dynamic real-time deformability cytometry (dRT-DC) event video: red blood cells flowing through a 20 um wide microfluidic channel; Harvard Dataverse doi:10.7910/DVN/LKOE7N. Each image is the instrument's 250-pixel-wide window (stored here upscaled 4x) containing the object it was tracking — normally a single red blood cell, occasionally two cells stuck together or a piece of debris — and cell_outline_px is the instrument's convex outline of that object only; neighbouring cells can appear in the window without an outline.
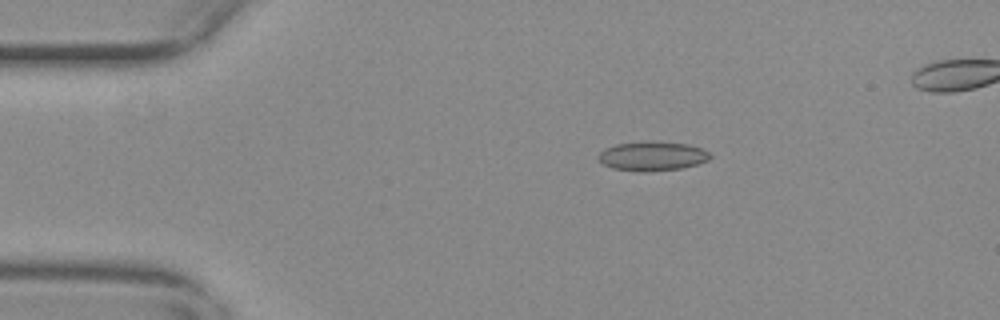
{"species": "common noctule bat (a hibernating species)", "species_latin": "Nyctalus noctula", "temperature_condition": "warm", "stored_images_in_passage": 55, "camera_frame_rate_fps": 3000, "um_per_image_px": 0.085, "animal": {"sex": "female", "body_mass_g": 29.2, "forearm_length_mm": 56.3}, "frame": {"image": 1, "passage_image": 11, "time_ms": 3.333, "image_size_px": [1000, 320], "cell_outline_px": [[712, 156], [708, 160], [696, 164], [680, 168], [644, 172], [640, 172], [612, 168], [604, 164], [596, 156], [604, 148], [616, 144], [644, 140], [652, 140], [688, 144], [700, 148], [708, 152]], "centroid_in_image_um": [55.41, 13.25], "position_along_channel_um": 29.6, "area_um2": 19.25}}
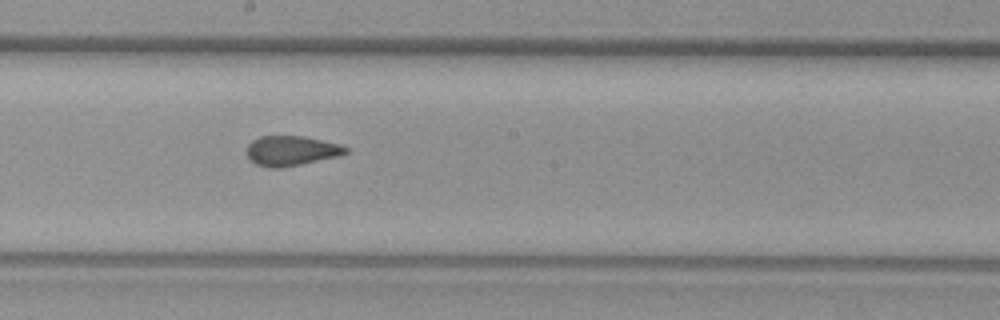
{"frame": {"image": 2, "passage_image": 31, "time_ms": 10.0, "image_size_px": [1000, 320], "cell_outline_px": [[348, 152], [340, 156], [280, 168], [268, 168], [256, 164], [248, 156], [248, 144], [252, 140], [260, 136], [304, 136], [340, 144], [348, 148]], "centroid_in_image_um": [24.78, 12.81], "position_along_channel_um": 223.4, "area_um2": 17.17}}
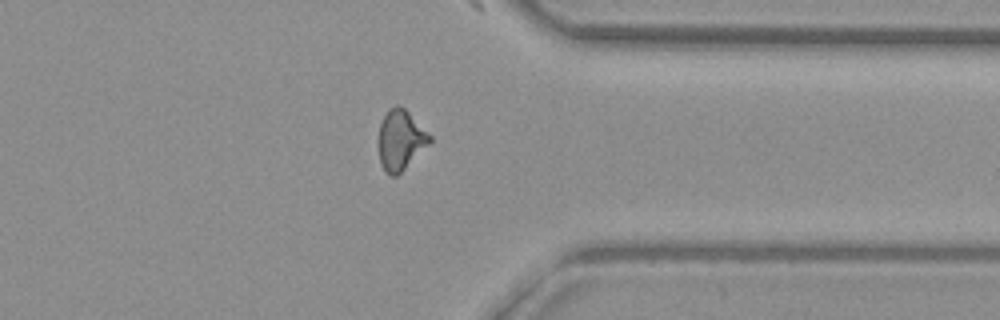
{"frame": {"image": 3, "passage_image": 44, "time_ms": 14.333, "image_size_px": [1000, 320], "cell_outline_px": [[432, 140], [396, 176], [388, 176], [384, 172], [380, 164], [376, 140], [380, 124], [388, 108], [396, 104], [400, 104], [432, 136]], "centroid_in_image_um": [33.98, 11.89], "position_along_channel_um": 377.4, "area_um2": 18.15}, "authors_computed_cell_mechanics": {"area_um2": 17.8602, "velocity_mm_per_s": 3.7096, "shape_relaxation_time_tau1_ms": null, "shape_relaxation_time_tau2_ms": 1.0015, "deformation_change_tau1": null, "deformation_change_tau2": 0.086}}